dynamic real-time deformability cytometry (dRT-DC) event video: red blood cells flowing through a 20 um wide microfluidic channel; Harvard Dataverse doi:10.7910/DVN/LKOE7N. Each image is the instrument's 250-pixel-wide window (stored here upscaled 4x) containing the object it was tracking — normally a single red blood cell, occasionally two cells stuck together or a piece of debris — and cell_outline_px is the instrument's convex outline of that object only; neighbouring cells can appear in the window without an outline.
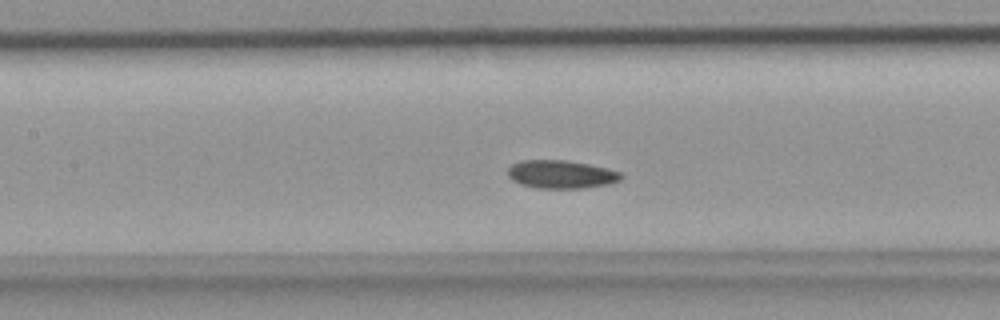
{"species": "common noctule bat (a hibernating species)", "species_latin": "Nyctalus noctula", "temperature_condition": "room temperature", "stored_images_in_passage": 32, "segment_of_instrument_passage": [1, 2], "camera_frame_rate_fps": 3000, "um_per_image_px": 0.085, "animal": {"sex": "female", "body_mass_g": 18.4}, "frame": {"image": 1, "passage_image": 8, "time_ms": 2.333, "image_size_px": [1000, 320], "cell_outline_px": [[624, 176], [620, 180], [608, 184], [584, 188], [536, 188], [520, 184], [512, 180], [508, 176], [508, 168], [512, 164], [520, 160], [568, 160], [608, 168], [620, 172]], "centroid_in_image_um": [47.69, 14.81], "position_along_channel_um": 159.7, "area_um2": 18.73}}
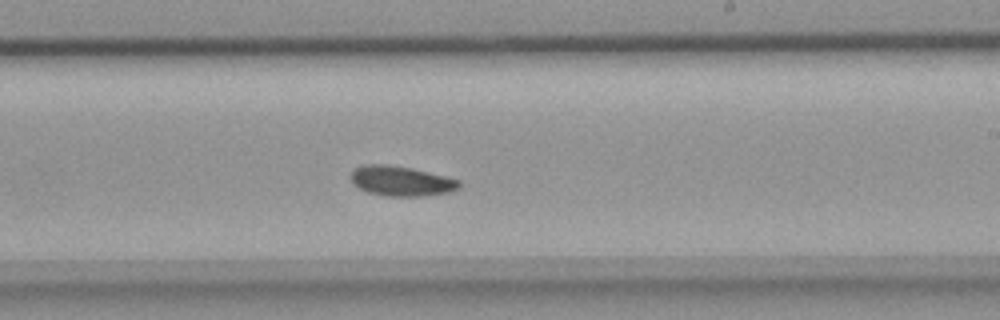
{"frame": {"image": 2, "passage_image": 14, "time_ms": 4.333, "image_size_px": [1000, 320], "cell_outline_px": [[460, 188], [448, 192], [420, 196], [384, 196], [368, 192], [352, 184], [352, 172], [356, 168], [364, 164], [388, 164], [412, 168], [460, 180]], "centroid_in_image_um": [34.09, 15.38], "position_along_channel_um": 254.9, "area_um2": 18.79}}
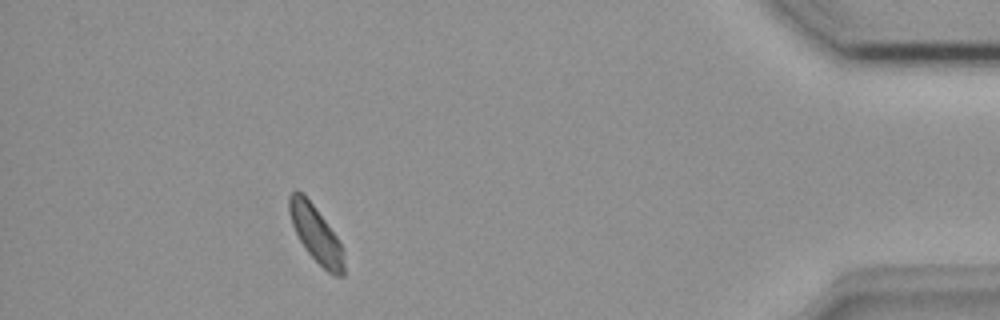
{"frame": {"image": 3, "passage_image": 27, "time_ms": 8.667, "image_size_px": [1000, 320], "cell_outline_px": [[344, 276], [336, 276], [328, 272], [304, 248], [292, 224], [288, 212], [288, 196], [296, 188], [312, 204], [336, 236], [344, 252]], "centroid_in_image_um": [26.84, 19.9], "position_along_channel_um": 408.4, "area_um2": 17.63}}